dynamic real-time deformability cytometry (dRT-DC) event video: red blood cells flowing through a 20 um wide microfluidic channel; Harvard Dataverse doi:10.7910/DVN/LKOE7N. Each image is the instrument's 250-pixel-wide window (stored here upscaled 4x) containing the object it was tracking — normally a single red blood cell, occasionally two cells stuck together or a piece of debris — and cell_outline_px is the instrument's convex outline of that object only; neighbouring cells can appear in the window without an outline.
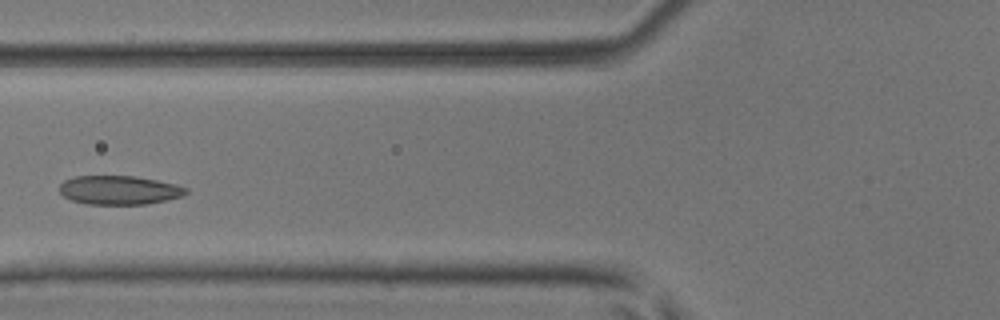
{"species": "common noctule bat (a hibernating species)", "species_latin": "Nyctalus noctula", "temperature_condition": "room temperature", "stored_images_in_passage": 5, "camera_frame_rate_fps": 3000, "um_per_image_px": 0.085, "animal": {"sex": "male", "body_mass_g": 17.9, "forearm_length_mm": 54.2}, "frame": {"image": 1, "passage_image": 4, "time_ms": 1.0, "image_size_px": [1000, 320], "cell_outline_px": [[188, 192], [184, 196], [148, 204], [88, 204], [72, 200], [64, 196], [60, 192], [60, 184], [64, 180], [76, 176], [136, 176], [176, 184], [188, 188]], "centroid_in_image_um": [10.16, 16.16], "position_along_channel_um": 115.6, "area_um2": 21.33}}
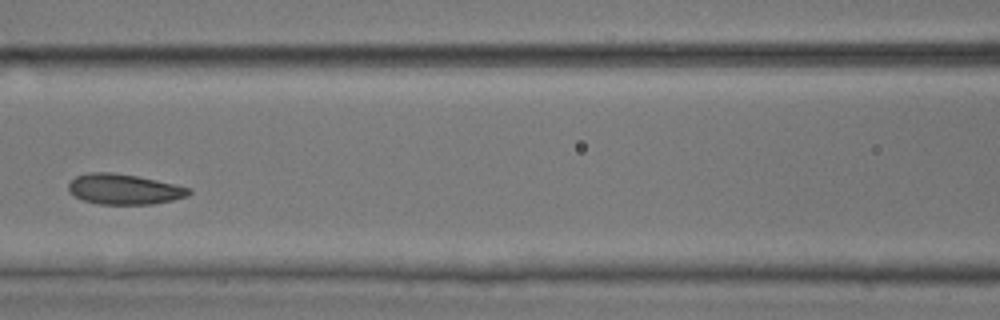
{"frame": {"image": 2, "passage_image": 5, "time_ms": 1.333, "image_size_px": [1000, 320], "cell_outline_px": [[192, 192], [188, 196], [172, 200], [152, 204], [96, 204], [84, 200], [76, 196], [68, 188], [68, 184], [76, 176], [88, 172], [112, 172], [136, 176], [156, 180], [192, 188]], "centroid_in_image_um": [10.57, 16.08], "position_along_channel_um": 156.0, "area_um2": 21.21}}